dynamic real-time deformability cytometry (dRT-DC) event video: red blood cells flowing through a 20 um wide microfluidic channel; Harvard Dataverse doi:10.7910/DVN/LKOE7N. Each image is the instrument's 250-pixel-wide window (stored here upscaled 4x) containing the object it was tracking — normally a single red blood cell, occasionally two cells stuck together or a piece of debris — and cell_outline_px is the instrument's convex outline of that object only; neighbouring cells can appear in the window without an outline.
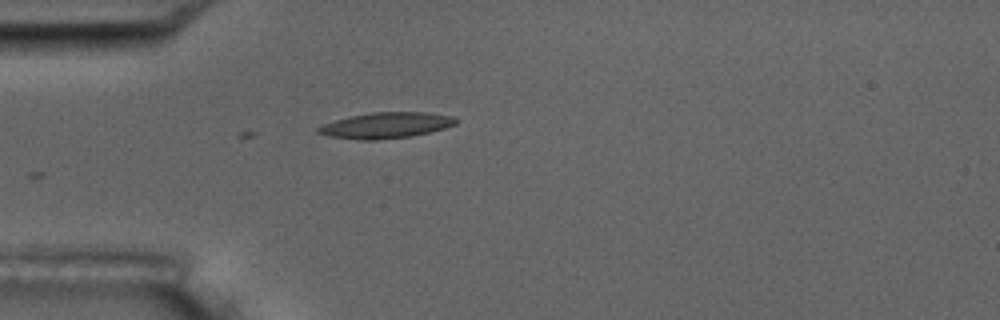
{"species": "common noctule bat (a hibernating species)", "species_latin": "Nyctalus noctula", "temperature_condition": "room temperature", "stored_images_in_passage": 2, "camera_frame_rate_fps": 3000, "um_per_image_px": 0.085, "animal": {"sex": "male", "body_mass_g": 17.5, "forearm_length_mm": 52.3}, "frame": {"image": 1, "passage_image": 2, "time_ms": 1.0, "image_size_px": [1000, 320], "cell_outline_px": [[460, 120], [456, 124], [444, 128], [412, 136], [376, 140], [360, 140], [328, 136], [316, 132], [316, 128], [324, 124], [336, 120], [352, 116], [372, 112], [424, 112], [452, 116]], "centroid_in_image_um": [32.81, 10.65], "position_along_channel_um": 52.2, "area_um2": 20.63}}